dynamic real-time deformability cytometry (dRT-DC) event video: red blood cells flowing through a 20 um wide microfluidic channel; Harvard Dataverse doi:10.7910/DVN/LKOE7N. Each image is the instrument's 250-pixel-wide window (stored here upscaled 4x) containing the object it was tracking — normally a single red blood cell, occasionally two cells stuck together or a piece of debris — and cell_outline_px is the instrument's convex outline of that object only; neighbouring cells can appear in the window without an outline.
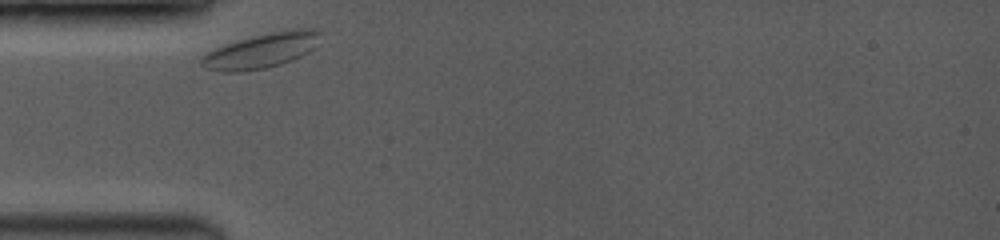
{"species": "common noctule bat (a hibernating species)", "species_latin": "Nyctalus noctula", "temperature_condition": "room temperature", "stored_images_in_passage": 2, "camera_frame_rate_fps": 3500, "um_per_image_px": 0.085, "animal": {"sex": "female", "body_mass_g": 19.0, "forearm_length_mm": 53.3}, "frame": {"image": 1, "passage_image": 1, "time_ms": 0.0, "image_size_px": [1000, 240], "cell_outline_px": [[320, 32], [312, 48], [308, 52], [292, 60], [280, 64], [264, 68], [240, 72], [220, 72], [204, 68], [200, 64], [200, 56], [216, 48], [252, 36], [268, 32], [292, 28], [312, 28]], "centroid_in_image_um": [22.16, 4.31], "position_along_channel_um": 62.8, "area_um2": 23.93}}